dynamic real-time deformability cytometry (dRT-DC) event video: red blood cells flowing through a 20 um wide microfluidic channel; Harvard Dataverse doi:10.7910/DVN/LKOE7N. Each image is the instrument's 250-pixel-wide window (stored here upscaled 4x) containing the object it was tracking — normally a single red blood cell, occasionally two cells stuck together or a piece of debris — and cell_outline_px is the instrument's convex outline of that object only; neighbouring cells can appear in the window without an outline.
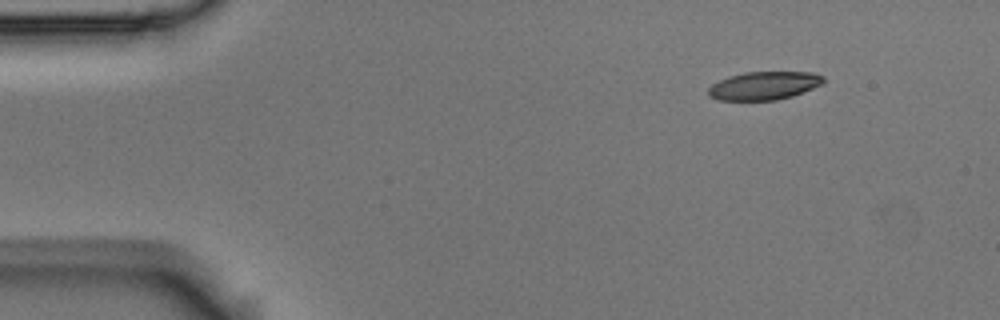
{"species": "Egyptian fruit bat (a non-hibernating species)", "species_latin": "Rousettus aegyptiacus", "temperature_condition": "room temperature", "stored_images_in_passage": 50, "camera_frame_rate_fps": 3000, "um_per_image_px": 0.085, "animal": {"sex": "male"}, "frame": {"image": 1, "passage_image": 1, "time_ms": 0.0, "image_size_px": [1000, 320], "cell_outline_px": [[824, 84], [792, 96], [776, 100], [716, 100], [708, 96], [708, 88], [712, 84], [728, 76], [744, 72], [812, 72], [824, 76]], "centroid_in_image_um": [64.94, 7.28], "position_along_channel_um": 20.1, "area_um2": 19.07}}
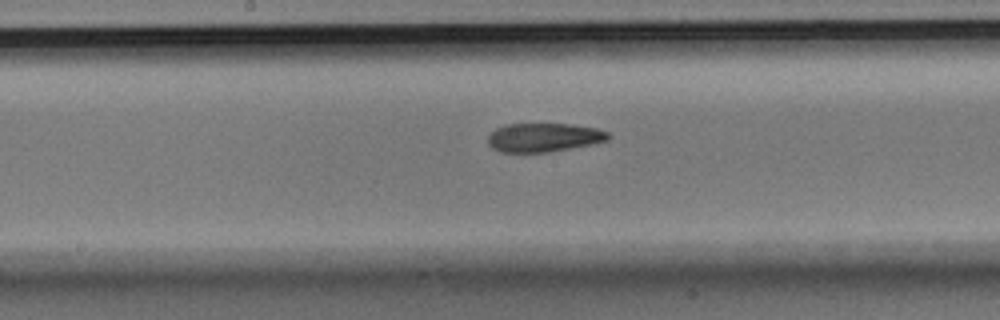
{"frame": {"image": 2, "passage_image": 23, "time_ms": 7.333, "image_size_px": [1000, 320], "cell_outline_px": [[612, 136], [608, 140], [592, 144], [548, 152], [500, 152], [492, 148], [488, 144], [488, 136], [496, 128], [504, 124], [568, 124], [596, 128], [608, 132]], "centroid_in_image_um": [46.21, 11.68], "position_along_channel_um": 202.0, "area_um2": 20.17}}
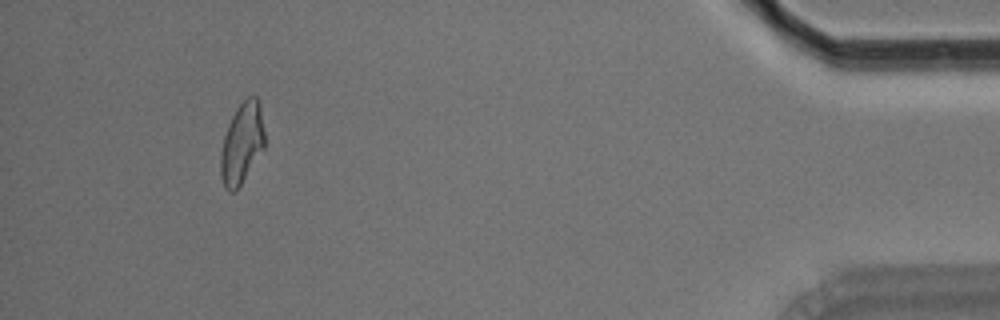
{"frame": {"image": 3, "passage_image": 46, "time_ms": 15.0, "image_size_px": [1000, 320], "cell_outline_px": [[264, 148], [236, 192], [228, 192], [224, 188], [220, 176], [220, 152], [224, 136], [228, 124], [236, 108], [248, 96], [256, 96], [260, 104], [264, 132]], "centroid_in_image_um": [20.54, 12.22], "position_along_channel_um": 414.7, "area_um2": 20.92}, "authors_computed_cell_mechanics": {"area_um2": 20.8947, "velocity_mm_per_s": 3.6214, "shape_relaxation_time_tau1_ms": 10.6619, "shape_relaxation_time_tau2_ms": 3.0428, "deformation_change_tau1": 0.2366, "deformation_change_tau2": 0.107}}